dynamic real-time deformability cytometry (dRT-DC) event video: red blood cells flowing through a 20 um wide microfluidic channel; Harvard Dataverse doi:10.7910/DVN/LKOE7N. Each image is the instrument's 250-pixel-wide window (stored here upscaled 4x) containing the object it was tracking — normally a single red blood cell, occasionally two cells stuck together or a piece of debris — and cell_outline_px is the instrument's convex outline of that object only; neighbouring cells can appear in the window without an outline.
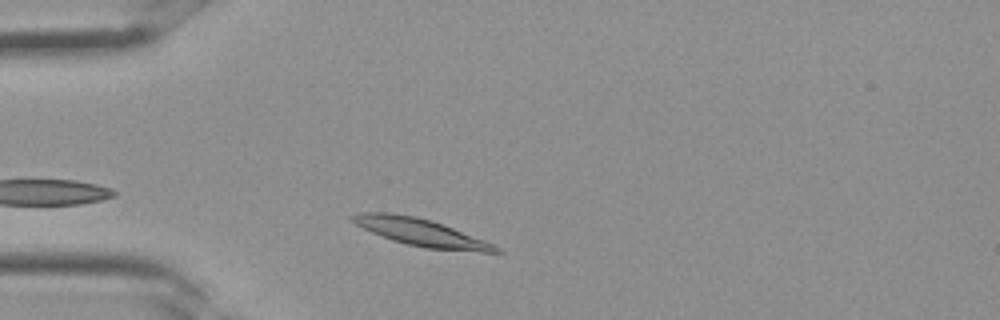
{"species": "Egyptian fruit bat (a non-hibernating species)", "species_latin": "Rousettus aegyptiacus", "temperature_condition": "room temperature", "stored_images_in_passage": 21, "camera_frame_rate_fps": 3000, "um_per_image_px": 0.085, "frame": {"image": 1, "passage_image": 2, "time_ms": 0.333, "image_size_px": [1000, 320], "cell_outline_px": [[504, 252], [480, 252], [424, 248], [392, 240], [372, 232], [356, 224], [348, 216], [360, 212], [388, 212], [416, 216], [432, 220], [484, 240], [500, 248]], "centroid_in_image_um": [35.77, 19.74], "position_along_channel_um": 49.2, "area_um2": 22.66}}
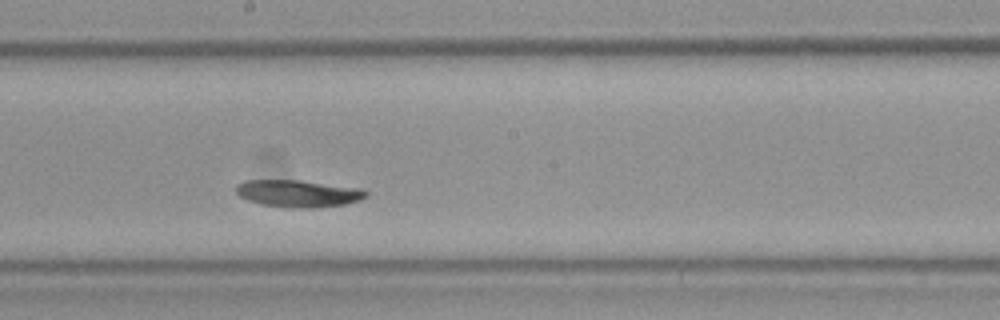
{"frame": {"image": 2, "passage_image": 12, "time_ms": 3.667, "image_size_px": [1000, 320], "cell_outline_px": [[368, 196], [360, 200], [348, 204], [312, 208], [284, 208], [260, 204], [248, 200], [240, 196], [236, 192], [236, 184], [244, 180], [300, 180], [360, 188], [368, 192]], "centroid_in_image_um": [25.35, 16.45], "position_along_channel_um": 222.9, "area_um2": 20.81}}
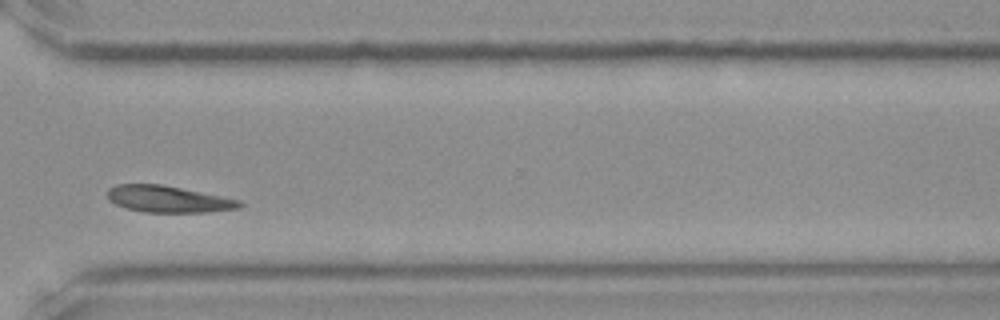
{"frame": {"image": 3, "passage_image": 19, "time_ms": 6.0, "image_size_px": [1000, 320], "cell_outline_px": [[244, 204], [240, 208], [208, 212], [144, 212], [128, 208], [116, 204], [108, 200], [108, 188], [116, 184], [160, 184], [224, 196], [240, 200]], "centroid_in_image_um": [14.33, 16.92], "position_along_channel_um": 356.3, "area_um2": 20.52}}